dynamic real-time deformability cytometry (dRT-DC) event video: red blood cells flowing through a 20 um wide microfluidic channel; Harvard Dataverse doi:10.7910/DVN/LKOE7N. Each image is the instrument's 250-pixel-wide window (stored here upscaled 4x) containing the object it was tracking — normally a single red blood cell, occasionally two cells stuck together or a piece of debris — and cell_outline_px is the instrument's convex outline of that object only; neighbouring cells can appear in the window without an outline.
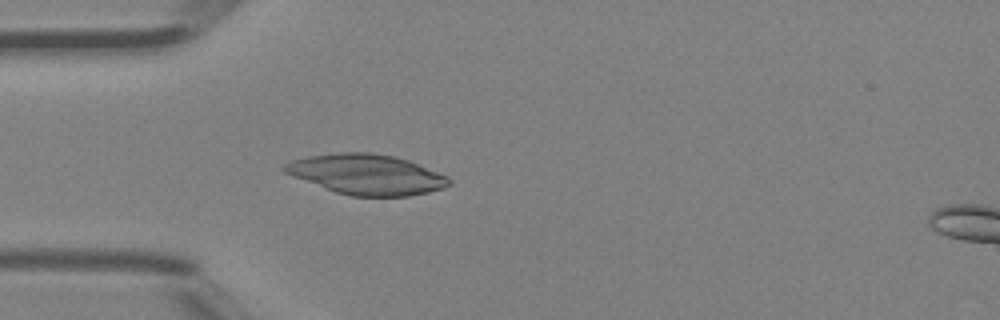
{"species": "Egyptian fruit bat (a non-hibernating species)", "species_latin": "Rousettus aegyptiacus", "temperature_condition": "room temperature", "stored_images_in_passage": 4, "camera_frame_rate_fps": 3000, "um_per_image_px": 0.085, "animal": {"sex": "female"}, "frame": {"image": 1, "passage_image": 4, "time_ms": 1.0, "image_size_px": [1000, 320], "cell_outline_px": [[452, 184], [444, 188], [428, 192], [408, 196], [352, 196], [336, 192], [292, 176], [284, 172], [280, 168], [284, 164], [292, 160], [308, 156], [340, 152], [372, 152], [396, 156], [408, 160], [448, 176], [452, 180]], "centroid_in_image_um": [31.17, 14.82], "position_along_channel_um": 53.8, "area_um2": 38.67}}